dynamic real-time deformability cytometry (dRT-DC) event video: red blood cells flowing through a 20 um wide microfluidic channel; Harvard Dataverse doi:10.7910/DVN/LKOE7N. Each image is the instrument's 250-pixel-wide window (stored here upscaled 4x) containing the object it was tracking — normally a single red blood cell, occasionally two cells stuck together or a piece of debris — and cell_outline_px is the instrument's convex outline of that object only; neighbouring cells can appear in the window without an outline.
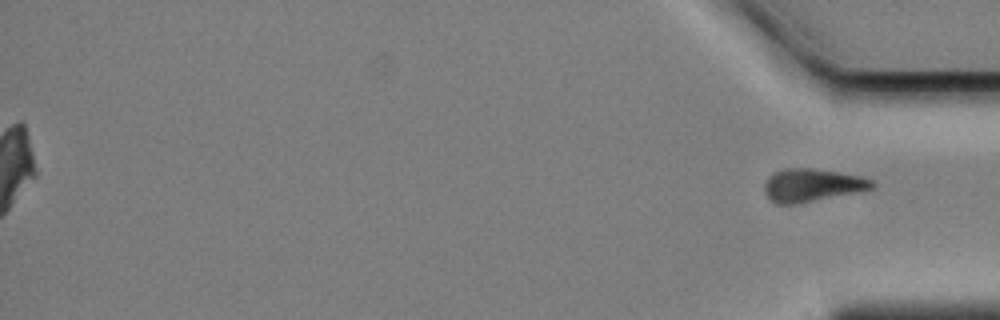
{"species": "Egyptian fruit bat (a non-hibernating species)", "species_latin": "Rousettus aegyptiacus", "temperature_condition": "cold", "stored_images_in_passage": 43, "segment_of_instrument_passage": [2, 2], "camera_frame_rate_fps": 3000, "um_per_image_px": 0.085, "animal": {"sex": "female"}, "frame": {"image": 1, "passage_image": 43, "time_ms": 14.0, "image_size_px": [1000, 320], "cell_outline_px": [[876, 184], [872, 188], [856, 192], [792, 204], [776, 204], [764, 192], [764, 184], [768, 176], [772, 172], [784, 168], [812, 168], [840, 172], [860, 176], [876, 180]], "centroid_in_image_um": [69.01, 15.71], "position_along_channel_um": 366.2, "area_um2": 20.58}}